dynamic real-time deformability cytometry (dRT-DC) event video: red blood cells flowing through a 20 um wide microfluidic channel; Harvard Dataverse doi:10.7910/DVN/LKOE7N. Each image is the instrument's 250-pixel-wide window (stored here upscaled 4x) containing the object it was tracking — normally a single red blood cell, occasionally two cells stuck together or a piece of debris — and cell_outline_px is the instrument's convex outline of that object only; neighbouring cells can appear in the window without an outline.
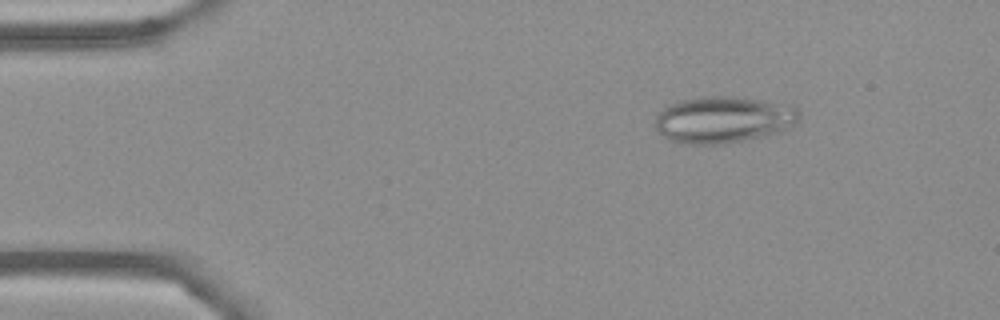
{"species": "Egyptian fruit bat (a non-hibernating species)", "species_latin": "Rousettus aegyptiacus", "temperature_condition": "cold", "stored_images_in_passage": 54, "camera_frame_rate_fps": 3000, "um_per_image_px": 0.085, "frame": {"image": 1, "passage_image": 7, "time_ms": 2.0, "image_size_px": [1000, 320], "cell_outline_px": [[800, 116], [788, 128], [780, 132], [768, 136], [724, 144], [684, 144], [672, 140], [664, 136], [656, 128], [656, 116], [664, 108], [680, 100], [700, 96], [732, 96], [796, 104], [800, 112]], "centroid_in_image_um": [61.56, 10.16], "position_along_channel_um": 23.4, "area_um2": 39.54}}
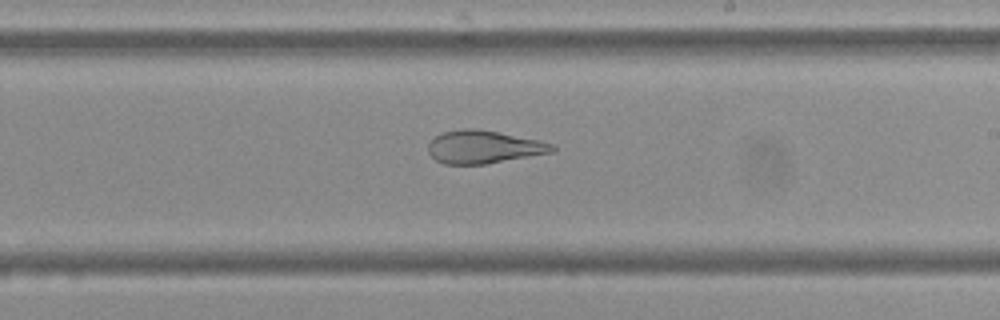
{"frame": {"image": 2, "passage_image": 31, "time_ms": 10.0, "image_size_px": [1000, 320], "cell_outline_px": [[556, 152], [484, 164], [444, 164], [436, 160], [428, 152], [428, 144], [440, 132], [464, 128], [476, 128], [540, 140], [556, 144]], "centroid_in_image_um": [41.15, 12.48], "position_along_channel_um": 247.9, "area_um2": 23.99}}
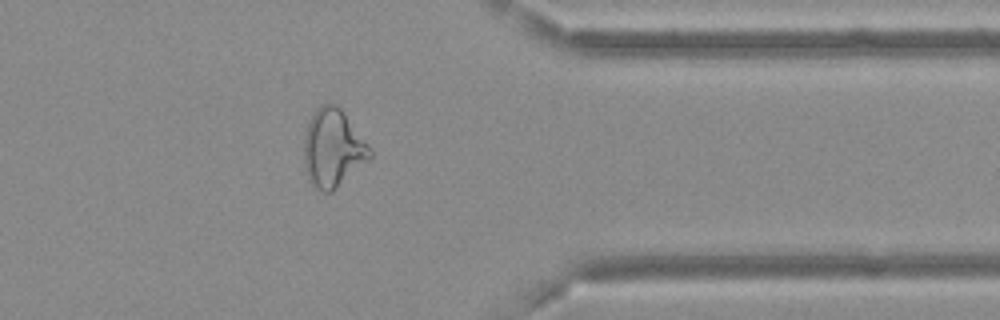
{"frame": {"image": 3, "passage_image": 43, "time_ms": 14.0, "image_size_px": [1000, 320], "cell_outline_px": [[372, 156], [368, 160], [332, 192], [324, 192], [316, 188], [308, 180], [304, 168], [304, 132], [308, 120], [312, 112], [320, 104], [336, 104], [344, 112], [368, 144], [372, 152]], "centroid_in_image_um": [28.26, 12.58], "position_along_channel_um": 383.1, "area_um2": 30.11}}